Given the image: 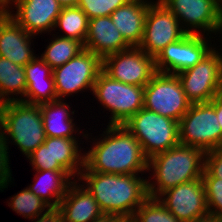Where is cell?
<instances>
[{
  "instance_id": "6da1fadb",
  "label": "cell",
  "mask_w": 222,
  "mask_h": 222,
  "mask_svg": "<svg viewBox=\"0 0 222 222\" xmlns=\"http://www.w3.org/2000/svg\"><path fill=\"white\" fill-rule=\"evenodd\" d=\"M82 171L78 180L87 182L86 189L104 214L132 218L137 208L149 197L148 180L141 179L137 174L92 172L85 166Z\"/></svg>"
},
{
  "instance_id": "7a4b0ae2",
  "label": "cell",
  "mask_w": 222,
  "mask_h": 222,
  "mask_svg": "<svg viewBox=\"0 0 222 222\" xmlns=\"http://www.w3.org/2000/svg\"><path fill=\"white\" fill-rule=\"evenodd\" d=\"M106 136L88 153L84 166L92 172L138 174L148 170V158L139 141L124 125H107Z\"/></svg>"
},
{
  "instance_id": "3957f363",
  "label": "cell",
  "mask_w": 222,
  "mask_h": 222,
  "mask_svg": "<svg viewBox=\"0 0 222 222\" xmlns=\"http://www.w3.org/2000/svg\"><path fill=\"white\" fill-rule=\"evenodd\" d=\"M154 169V182H147L148 195L158 198L179 184L202 178L205 152L197 147L178 144L148 159V171Z\"/></svg>"
},
{
  "instance_id": "277c9868",
  "label": "cell",
  "mask_w": 222,
  "mask_h": 222,
  "mask_svg": "<svg viewBox=\"0 0 222 222\" xmlns=\"http://www.w3.org/2000/svg\"><path fill=\"white\" fill-rule=\"evenodd\" d=\"M0 127L6 144L10 137L26 157L46 140L40 105L22 101L3 103Z\"/></svg>"
},
{
  "instance_id": "5b68a950",
  "label": "cell",
  "mask_w": 222,
  "mask_h": 222,
  "mask_svg": "<svg viewBox=\"0 0 222 222\" xmlns=\"http://www.w3.org/2000/svg\"><path fill=\"white\" fill-rule=\"evenodd\" d=\"M123 125L148 159L179 144L178 122L144 107Z\"/></svg>"
},
{
  "instance_id": "8992f818",
  "label": "cell",
  "mask_w": 222,
  "mask_h": 222,
  "mask_svg": "<svg viewBox=\"0 0 222 222\" xmlns=\"http://www.w3.org/2000/svg\"><path fill=\"white\" fill-rule=\"evenodd\" d=\"M92 91L100 104L110 110L109 125H123L144 107V87L112 79L103 70L99 72Z\"/></svg>"
},
{
  "instance_id": "52a82bcc",
  "label": "cell",
  "mask_w": 222,
  "mask_h": 222,
  "mask_svg": "<svg viewBox=\"0 0 222 222\" xmlns=\"http://www.w3.org/2000/svg\"><path fill=\"white\" fill-rule=\"evenodd\" d=\"M179 143L208 152L222 147V129L214 107L208 103H192L178 122Z\"/></svg>"
},
{
  "instance_id": "ba28073f",
  "label": "cell",
  "mask_w": 222,
  "mask_h": 222,
  "mask_svg": "<svg viewBox=\"0 0 222 222\" xmlns=\"http://www.w3.org/2000/svg\"><path fill=\"white\" fill-rule=\"evenodd\" d=\"M176 75L191 103H208L222 94V54L213 48L195 66Z\"/></svg>"
},
{
  "instance_id": "9c48e42d",
  "label": "cell",
  "mask_w": 222,
  "mask_h": 222,
  "mask_svg": "<svg viewBox=\"0 0 222 222\" xmlns=\"http://www.w3.org/2000/svg\"><path fill=\"white\" fill-rule=\"evenodd\" d=\"M191 104L176 74L156 72L144 87V108L177 122Z\"/></svg>"
},
{
  "instance_id": "30bf717a",
  "label": "cell",
  "mask_w": 222,
  "mask_h": 222,
  "mask_svg": "<svg viewBox=\"0 0 222 222\" xmlns=\"http://www.w3.org/2000/svg\"><path fill=\"white\" fill-rule=\"evenodd\" d=\"M102 70V59L84 49L65 64L53 69L57 98L70 96L83 89L93 90L94 83Z\"/></svg>"
},
{
  "instance_id": "8fae6325",
  "label": "cell",
  "mask_w": 222,
  "mask_h": 222,
  "mask_svg": "<svg viewBox=\"0 0 222 222\" xmlns=\"http://www.w3.org/2000/svg\"><path fill=\"white\" fill-rule=\"evenodd\" d=\"M102 70L112 79L140 87H145L157 72L154 57L139 47L105 56Z\"/></svg>"
},
{
  "instance_id": "7c38bea8",
  "label": "cell",
  "mask_w": 222,
  "mask_h": 222,
  "mask_svg": "<svg viewBox=\"0 0 222 222\" xmlns=\"http://www.w3.org/2000/svg\"><path fill=\"white\" fill-rule=\"evenodd\" d=\"M183 27L159 0L153 2L147 11L144 35L138 47L155 58L168 44L180 40L187 34Z\"/></svg>"
},
{
  "instance_id": "4fadbf2b",
  "label": "cell",
  "mask_w": 222,
  "mask_h": 222,
  "mask_svg": "<svg viewBox=\"0 0 222 222\" xmlns=\"http://www.w3.org/2000/svg\"><path fill=\"white\" fill-rule=\"evenodd\" d=\"M159 1L174 14L179 22L182 20L183 25L187 24V27L190 25V28L185 29L187 34H200L197 29L204 30V33L222 31V0Z\"/></svg>"
},
{
  "instance_id": "5bb4252c",
  "label": "cell",
  "mask_w": 222,
  "mask_h": 222,
  "mask_svg": "<svg viewBox=\"0 0 222 222\" xmlns=\"http://www.w3.org/2000/svg\"><path fill=\"white\" fill-rule=\"evenodd\" d=\"M203 36L186 34L180 40L168 44L154 58L156 71L178 74L195 66L212 50Z\"/></svg>"
},
{
  "instance_id": "9a60e30c",
  "label": "cell",
  "mask_w": 222,
  "mask_h": 222,
  "mask_svg": "<svg viewBox=\"0 0 222 222\" xmlns=\"http://www.w3.org/2000/svg\"><path fill=\"white\" fill-rule=\"evenodd\" d=\"M158 200L182 222H191L209 213L202 178L170 188L161 193Z\"/></svg>"
},
{
  "instance_id": "2e32d148",
  "label": "cell",
  "mask_w": 222,
  "mask_h": 222,
  "mask_svg": "<svg viewBox=\"0 0 222 222\" xmlns=\"http://www.w3.org/2000/svg\"><path fill=\"white\" fill-rule=\"evenodd\" d=\"M16 14L7 13L32 35L54 30L62 6L57 0H14ZM52 29V30H50Z\"/></svg>"
},
{
  "instance_id": "e0dca14e",
  "label": "cell",
  "mask_w": 222,
  "mask_h": 222,
  "mask_svg": "<svg viewBox=\"0 0 222 222\" xmlns=\"http://www.w3.org/2000/svg\"><path fill=\"white\" fill-rule=\"evenodd\" d=\"M31 36L6 13L0 19V57L24 67L36 57L30 47Z\"/></svg>"
},
{
  "instance_id": "ac0fdd59",
  "label": "cell",
  "mask_w": 222,
  "mask_h": 222,
  "mask_svg": "<svg viewBox=\"0 0 222 222\" xmlns=\"http://www.w3.org/2000/svg\"><path fill=\"white\" fill-rule=\"evenodd\" d=\"M84 48L103 59L109 54L130 49L131 46L124 40L110 16H101L89 20Z\"/></svg>"
},
{
  "instance_id": "d6986e66",
  "label": "cell",
  "mask_w": 222,
  "mask_h": 222,
  "mask_svg": "<svg viewBox=\"0 0 222 222\" xmlns=\"http://www.w3.org/2000/svg\"><path fill=\"white\" fill-rule=\"evenodd\" d=\"M24 69L27 88L24 99L19 97L17 101L40 105L58 99L55 91L53 69L47 63L41 58L35 57L24 66ZM43 78L48 81L44 82Z\"/></svg>"
},
{
  "instance_id": "ffe728a7",
  "label": "cell",
  "mask_w": 222,
  "mask_h": 222,
  "mask_svg": "<svg viewBox=\"0 0 222 222\" xmlns=\"http://www.w3.org/2000/svg\"><path fill=\"white\" fill-rule=\"evenodd\" d=\"M152 3L130 0L110 15L115 27L131 47H138L142 42L147 11Z\"/></svg>"
},
{
  "instance_id": "44dd1931",
  "label": "cell",
  "mask_w": 222,
  "mask_h": 222,
  "mask_svg": "<svg viewBox=\"0 0 222 222\" xmlns=\"http://www.w3.org/2000/svg\"><path fill=\"white\" fill-rule=\"evenodd\" d=\"M76 184H70L58 206L64 222H92L101 217L104 213L93 195L84 185Z\"/></svg>"
},
{
  "instance_id": "7402d4cb",
  "label": "cell",
  "mask_w": 222,
  "mask_h": 222,
  "mask_svg": "<svg viewBox=\"0 0 222 222\" xmlns=\"http://www.w3.org/2000/svg\"><path fill=\"white\" fill-rule=\"evenodd\" d=\"M36 171L38 172L37 175H34L36 176V183L27 188L37 197L42 199L50 208H58L60 201L68 190V187L73 182L70 181L71 175L66 170Z\"/></svg>"
},
{
  "instance_id": "603a6c76",
  "label": "cell",
  "mask_w": 222,
  "mask_h": 222,
  "mask_svg": "<svg viewBox=\"0 0 222 222\" xmlns=\"http://www.w3.org/2000/svg\"><path fill=\"white\" fill-rule=\"evenodd\" d=\"M62 99L40 104L46 137L76 138L75 124L69 113V105Z\"/></svg>"
},
{
  "instance_id": "cb8c5ba5",
  "label": "cell",
  "mask_w": 222,
  "mask_h": 222,
  "mask_svg": "<svg viewBox=\"0 0 222 222\" xmlns=\"http://www.w3.org/2000/svg\"><path fill=\"white\" fill-rule=\"evenodd\" d=\"M76 139L51 137L52 165H61L72 178L77 174L79 177L84 167V155L78 149Z\"/></svg>"
},
{
  "instance_id": "d4e9b609",
  "label": "cell",
  "mask_w": 222,
  "mask_h": 222,
  "mask_svg": "<svg viewBox=\"0 0 222 222\" xmlns=\"http://www.w3.org/2000/svg\"><path fill=\"white\" fill-rule=\"evenodd\" d=\"M26 88L27 85L24 67L0 57V100L3 103L17 101V97L12 98L8 95L20 94L23 97Z\"/></svg>"
},
{
  "instance_id": "484cf974",
  "label": "cell",
  "mask_w": 222,
  "mask_h": 222,
  "mask_svg": "<svg viewBox=\"0 0 222 222\" xmlns=\"http://www.w3.org/2000/svg\"><path fill=\"white\" fill-rule=\"evenodd\" d=\"M89 19L79 6L62 7L54 28L65 31L62 37L76 39L83 44L88 31Z\"/></svg>"
},
{
  "instance_id": "4316f807",
  "label": "cell",
  "mask_w": 222,
  "mask_h": 222,
  "mask_svg": "<svg viewBox=\"0 0 222 222\" xmlns=\"http://www.w3.org/2000/svg\"><path fill=\"white\" fill-rule=\"evenodd\" d=\"M54 39L41 55V59L52 69L65 64L85 49L82 42L73 38L58 36Z\"/></svg>"
},
{
  "instance_id": "83f0119b",
  "label": "cell",
  "mask_w": 222,
  "mask_h": 222,
  "mask_svg": "<svg viewBox=\"0 0 222 222\" xmlns=\"http://www.w3.org/2000/svg\"><path fill=\"white\" fill-rule=\"evenodd\" d=\"M12 200L8 204L9 207L22 215L24 218H32L37 217L38 215L43 214L42 212L45 208L49 209L50 207L39 197L33 194L28 188L23 189L15 196L11 197Z\"/></svg>"
},
{
  "instance_id": "f1b7e54d",
  "label": "cell",
  "mask_w": 222,
  "mask_h": 222,
  "mask_svg": "<svg viewBox=\"0 0 222 222\" xmlns=\"http://www.w3.org/2000/svg\"><path fill=\"white\" fill-rule=\"evenodd\" d=\"M132 219L135 222H182L158 198L150 196L137 208Z\"/></svg>"
},
{
  "instance_id": "f546056e",
  "label": "cell",
  "mask_w": 222,
  "mask_h": 222,
  "mask_svg": "<svg viewBox=\"0 0 222 222\" xmlns=\"http://www.w3.org/2000/svg\"><path fill=\"white\" fill-rule=\"evenodd\" d=\"M130 0H80L78 6L86 13L88 19L110 16L120 6Z\"/></svg>"
},
{
  "instance_id": "4dcf8cb0",
  "label": "cell",
  "mask_w": 222,
  "mask_h": 222,
  "mask_svg": "<svg viewBox=\"0 0 222 222\" xmlns=\"http://www.w3.org/2000/svg\"><path fill=\"white\" fill-rule=\"evenodd\" d=\"M208 212L213 215L222 217V179L219 178H202Z\"/></svg>"
},
{
  "instance_id": "1f68e13d",
  "label": "cell",
  "mask_w": 222,
  "mask_h": 222,
  "mask_svg": "<svg viewBox=\"0 0 222 222\" xmlns=\"http://www.w3.org/2000/svg\"><path fill=\"white\" fill-rule=\"evenodd\" d=\"M35 170H65L61 165H52L51 137L27 157Z\"/></svg>"
},
{
  "instance_id": "d6a6232c",
  "label": "cell",
  "mask_w": 222,
  "mask_h": 222,
  "mask_svg": "<svg viewBox=\"0 0 222 222\" xmlns=\"http://www.w3.org/2000/svg\"><path fill=\"white\" fill-rule=\"evenodd\" d=\"M202 178L222 179V147L205 152V168Z\"/></svg>"
},
{
  "instance_id": "836d02e7",
  "label": "cell",
  "mask_w": 222,
  "mask_h": 222,
  "mask_svg": "<svg viewBox=\"0 0 222 222\" xmlns=\"http://www.w3.org/2000/svg\"><path fill=\"white\" fill-rule=\"evenodd\" d=\"M9 148L4 140L0 127V190L8 188V184L11 181V170L9 167Z\"/></svg>"
},
{
  "instance_id": "e575fe53",
  "label": "cell",
  "mask_w": 222,
  "mask_h": 222,
  "mask_svg": "<svg viewBox=\"0 0 222 222\" xmlns=\"http://www.w3.org/2000/svg\"><path fill=\"white\" fill-rule=\"evenodd\" d=\"M35 222H64L63 216L58 208H49L43 213L34 218Z\"/></svg>"
},
{
  "instance_id": "d590c367",
  "label": "cell",
  "mask_w": 222,
  "mask_h": 222,
  "mask_svg": "<svg viewBox=\"0 0 222 222\" xmlns=\"http://www.w3.org/2000/svg\"><path fill=\"white\" fill-rule=\"evenodd\" d=\"M209 103L214 107L217 115V120L222 129V94L214 97Z\"/></svg>"
},
{
  "instance_id": "8d00e7d4",
  "label": "cell",
  "mask_w": 222,
  "mask_h": 222,
  "mask_svg": "<svg viewBox=\"0 0 222 222\" xmlns=\"http://www.w3.org/2000/svg\"><path fill=\"white\" fill-rule=\"evenodd\" d=\"M191 222H222V217L208 213L204 216L194 219Z\"/></svg>"
},
{
  "instance_id": "74e56055",
  "label": "cell",
  "mask_w": 222,
  "mask_h": 222,
  "mask_svg": "<svg viewBox=\"0 0 222 222\" xmlns=\"http://www.w3.org/2000/svg\"><path fill=\"white\" fill-rule=\"evenodd\" d=\"M121 219L122 218L115 215L103 214L101 217L93 220L92 222H119Z\"/></svg>"
},
{
  "instance_id": "f35d334b",
  "label": "cell",
  "mask_w": 222,
  "mask_h": 222,
  "mask_svg": "<svg viewBox=\"0 0 222 222\" xmlns=\"http://www.w3.org/2000/svg\"><path fill=\"white\" fill-rule=\"evenodd\" d=\"M62 7L78 6L80 0H57Z\"/></svg>"
},
{
  "instance_id": "ab89813d",
  "label": "cell",
  "mask_w": 222,
  "mask_h": 222,
  "mask_svg": "<svg viewBox=\"0 0 222 222\" xmlns=\"http://www.w3.org/2000/svg\"><path fill=\"white\" fill-rule=\"evenodd\" d=\"M119 222H135L132 218H122Z\"/></svg>"
},
{
  "instance_id": "60d3db41",
  "label": "cell",
  "mask_w": 222,
  "mask_h": 222,
  "mask_svg": "<svg viewBox=\"0 0 222 222\" xmlns=\"http://www.w3.org/2000/svg\"><path fill=\"white\" fill-rule=\"evenodd\" d=\"M7 12L2 8L0 7V19L6 14Z\"/></svg>"
},
{
  "instance_id": "b9f144b4",
  "label": "cell",
  "mask_w": 222,
  "mask_h": 222,
  "mask_svg": "<svg viewBox=\"0 0 222 222\" xmlns=\"http://www.w3.org/2000/svg\"><path fill=\"white\" fill-rule=\"evenodd\" d=\"M2 105H3V102L0 100V114H1Z\"/></svg>"
}]
</instances>
